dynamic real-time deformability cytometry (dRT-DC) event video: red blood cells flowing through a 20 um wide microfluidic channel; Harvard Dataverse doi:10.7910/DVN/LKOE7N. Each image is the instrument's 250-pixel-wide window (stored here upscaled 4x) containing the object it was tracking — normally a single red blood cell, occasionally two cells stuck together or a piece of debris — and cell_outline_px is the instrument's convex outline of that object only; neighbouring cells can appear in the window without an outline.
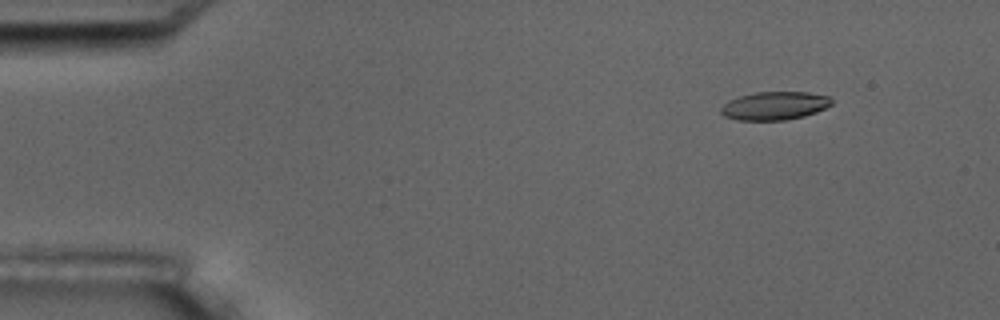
{"species": "common noctule bat (a hibernating species)", "species_latin": "Nyctalus noctula", "temperature_condition": "room temperature", "stored_images_in_passage": 5, "camera_frame_rate_fps": 3000, "um_per_image_px": 0.085, "animal": {"sex": "male", "body_mass_g": 17.5, "forearm_length_mm": 52.3}, "frame": {"image": 1, "passage_image": 2, "time_ms": 2.0, "image_size_px": [1000, 320], "cell_outline_px": [[832, 104], [816, 112], [804, 116], [784, 120], [736, 120], [724, 116], [720, 112], [720, 108], [728, 100], [740, 96], [756, 92], [808, 92], [828, 96], [832, 100]], "centroid_in_image_um": [65.81, 8.99], "position_along_channel_um": 19.2, "area_um2": 18.21}}
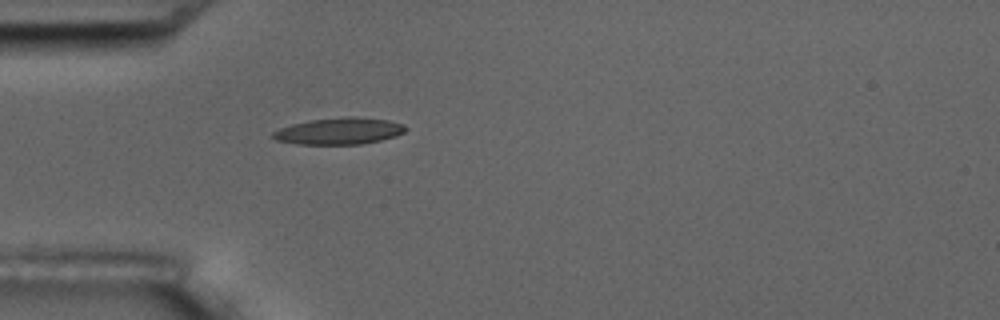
{"frame": {"image": 2, "passage_image": 5, "time_ms": 5.333, "image_size_px": [1000, 320], "cell_outline_px": [[408, 128], [404, 132], [396, 136], [380, 140], [360, 144], [296, 144], [276, 140], [272, 136], [272, 132], [280, 128], [292, 124], [308, 120], [344, 116], [356, 116], [388, 120], [404, 124]], "centroid_in_image_um": [28.84, 11.13], "position_along_channel_um": 56.2, "area_um2": 20.75}}